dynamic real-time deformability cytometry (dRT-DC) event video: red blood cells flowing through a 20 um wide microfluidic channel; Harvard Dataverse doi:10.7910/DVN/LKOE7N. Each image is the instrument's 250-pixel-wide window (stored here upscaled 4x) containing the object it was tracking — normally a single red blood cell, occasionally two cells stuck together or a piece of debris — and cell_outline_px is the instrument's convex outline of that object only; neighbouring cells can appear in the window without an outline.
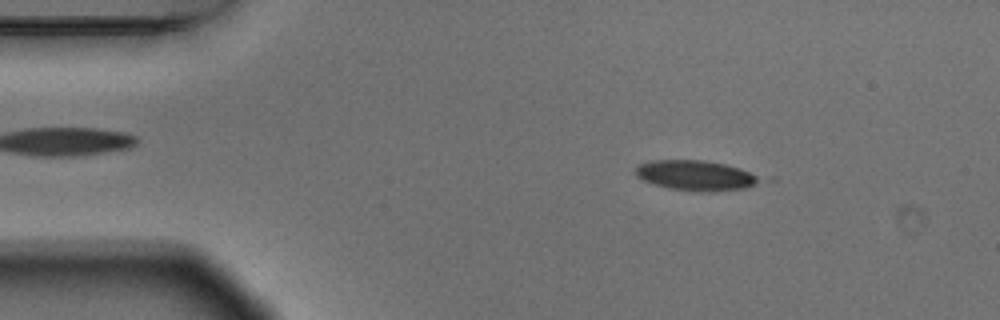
{"species": "Egyptian fruit bat (a non-hibernating species)", "species_latin": "Rousettus aegyptiacus", "temperature_condition": "warm", "stored_images_in_passage": 6, "camera_frame_rate_fps": 3000, "um_per_image_px": 0.085, "animal": {"sex": "male"}, "frame": {"image": 1, "passage_image": 3, "time_ms": 0.667, "image_size_px": [1000, 320], "cell_outline_px": [[776, 180], [744, 188], [712, 192], [708, 192], [668, 188], [644, 180], [636, 176], [636, 168], [640, 164], [652, 160], [704, 160], [724, 164], [776, 176]], "centroid_in_image_um": [59.48, 14.91], "position_along_channel_um": 25.5, "area_um2": 22.89}}
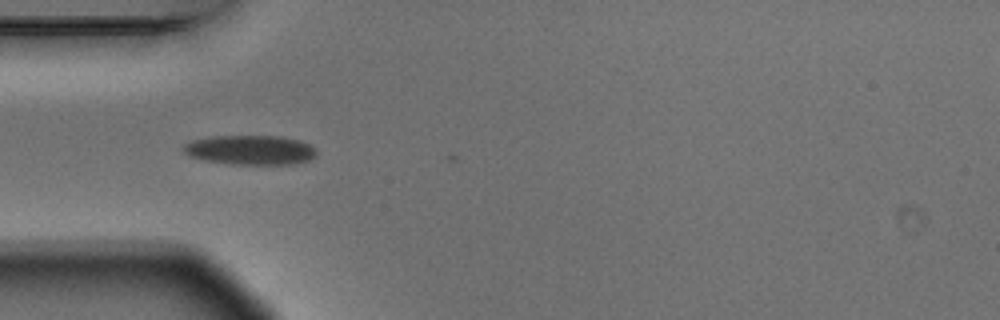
{"frame": {"image": 2, "passage_image": 5, "time_ms": 1.333, "image_size_px": [1000, 320], "cell_outline_px": [[316, 156], [308, 160], [292, 164], [232, 164], [208, 160], [188, 156], [184, 152], [184, 144], [192, 140], [212, 136], [280, 136], [300, 140], [316, 148]], "centroid_in_image_um": [21.29, 12.74], "position_along_channel_um": 63.7, "area_um2": 22.77}}
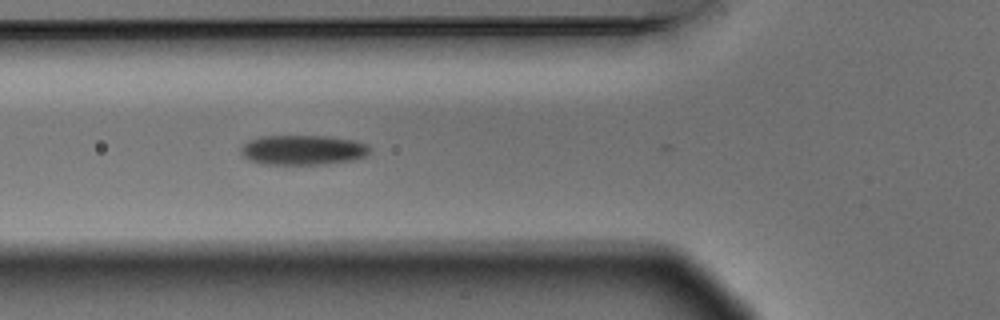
{"frame": {"image": 3, "passage_image": 6, "time_ms": 1.667, "image_size_px": [1000, 320], "cell_outline_px": [[368, 152], [364, 156], [352, 160], [316, 164], [260, 164], [248, 160], [240, 152], [240, 148], [248, 140], [260, 136], [328, 136], [356, 140], [368, 144]], "centroid_in_image_um": [25.69, 12.73], "position_along_channel_um": 100.1, "area_um2": 22.37}}